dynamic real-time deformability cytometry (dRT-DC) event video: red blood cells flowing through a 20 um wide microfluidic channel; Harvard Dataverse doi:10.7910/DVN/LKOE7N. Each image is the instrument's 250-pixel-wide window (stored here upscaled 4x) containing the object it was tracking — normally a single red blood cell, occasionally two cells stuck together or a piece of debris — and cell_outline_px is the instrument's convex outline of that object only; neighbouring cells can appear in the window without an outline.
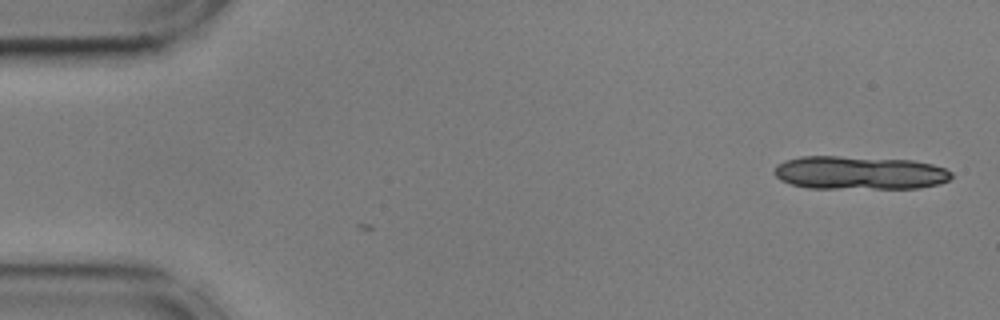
{"species": "common noctule bat (a hibernating species)", "species_latin": "Nyctalus noctula", "temperature_condition": "cold", "stored_images_in_passage": 4, "camera_frame_rate_fps": 3000, "um_per_image_px": 0.085, "animal": {"sex": "male", "body_mass_g": 17.9, "forearm_length_mm": 54.2}, "frame": {"image": 1, "passage_image": 4, "time_ms": 1.0, "image_size_px": [1000, 320], "cell_outline_px": [[952, 176], [948, 180], [940, 184], [920, 188], [808, 188], [792, 184], [780, 180], [772, 172], [776, 164], [784, 160], [800, 156], [836, 156], [912, 160], [932, 164], [944, 168], [952, 172]], "centroid_in_image_um": [73.03, 14.68], "position_along_channel_um": 12.0, "area_um2": 34.68}}